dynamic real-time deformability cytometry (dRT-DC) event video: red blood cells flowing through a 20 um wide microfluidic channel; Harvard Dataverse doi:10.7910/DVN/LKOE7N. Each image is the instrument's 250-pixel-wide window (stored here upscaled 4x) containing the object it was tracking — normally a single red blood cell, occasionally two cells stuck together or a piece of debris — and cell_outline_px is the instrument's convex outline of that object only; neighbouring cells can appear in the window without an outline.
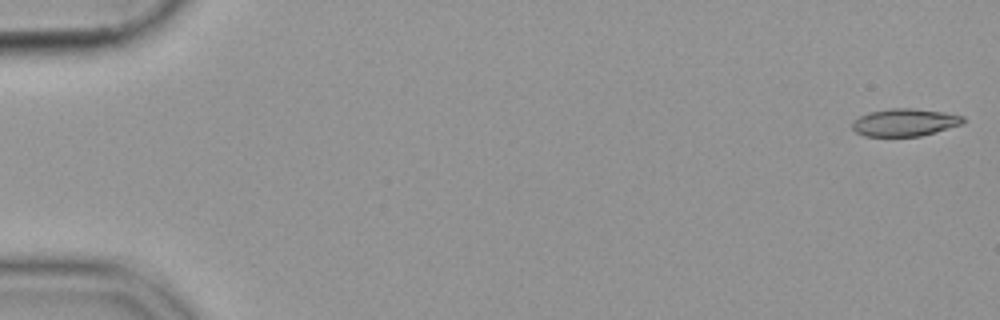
{"species": "common noctule bat (a hibernating species)", "species_latin": "Nyctalus noctula", "temperature_condition": "cold", "stored_images_in_passage": 55, "camera_frame_rate_fps": 3000, "um_per_image_px": 0.085, "animal": {"sex": "female", "body_mass_g": 19.9}, "frame": {"image": 1, "passage_image": 1, "time_ms": 0.0, "image_size_px": [1000, 320], "cell_outline_px": [[968, 120], [964, 124], [920, 136], [864, 136], [856, 132], [852, 128], [852, 120], [868, 112], [888, 108], [912, 108], [944, 112], [964, 116]], "centroid_in_image_um": [76.92, 10.39], "position_along_channel_um": 8.1, "area_um2": 18.03}}
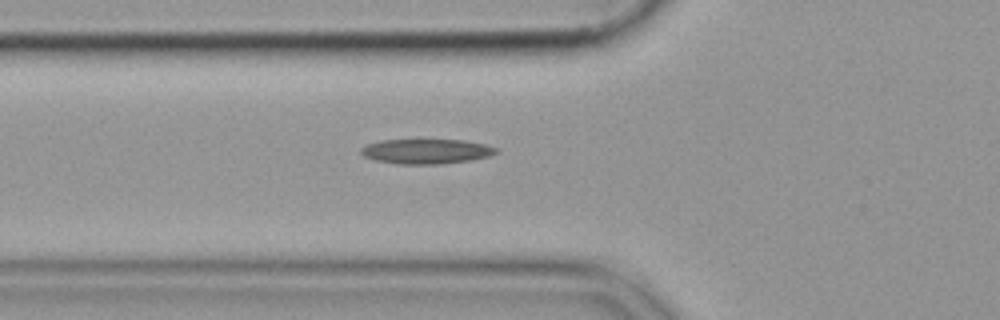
{"frame": {"image": 2, "passage_image": 20, "time_ms": 6.333, "image_size_px": [1000, 320], "cell_outline_px": [[500, 152], [492, 156], [472, 160], [440, 164], [396, 164], [372, 160], [364, 156], [360, 152], [360, 148], [368, 144], [380, 140], [464, 140], [484, 144], [500, 148]], "centroid_in_image_um": [36.27, 12.87], "position_along_channel_um": 89.5, "area_um2": 19.88}}
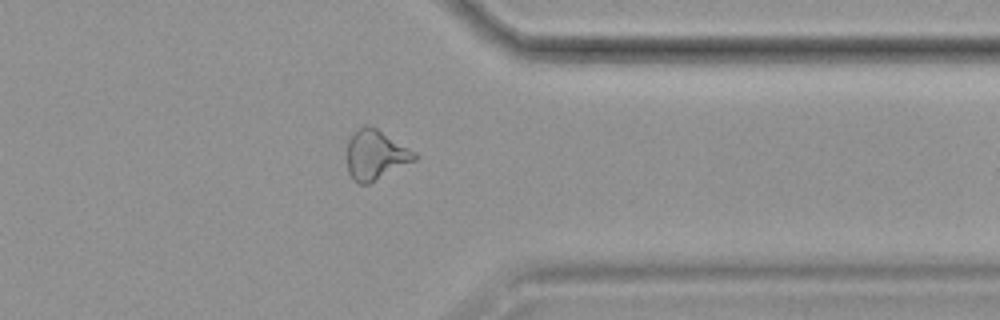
{"frame": {"image": 3, "passage_image": 44, "time_ms": 14.333, "image_size_px": [1000, 320], "cell_outline_px": [[420, 156], [416, 160], [368, 184], [360, 184], [352, 180], [348, 172], [348, 140], [352, 132], [364, 124], [368, 124], [376, 128], [416, 152]], "centroid_in_image_um": [31.92, 13.16], "position_along_channel_um": 379.5, "area_um2": 19.65}}